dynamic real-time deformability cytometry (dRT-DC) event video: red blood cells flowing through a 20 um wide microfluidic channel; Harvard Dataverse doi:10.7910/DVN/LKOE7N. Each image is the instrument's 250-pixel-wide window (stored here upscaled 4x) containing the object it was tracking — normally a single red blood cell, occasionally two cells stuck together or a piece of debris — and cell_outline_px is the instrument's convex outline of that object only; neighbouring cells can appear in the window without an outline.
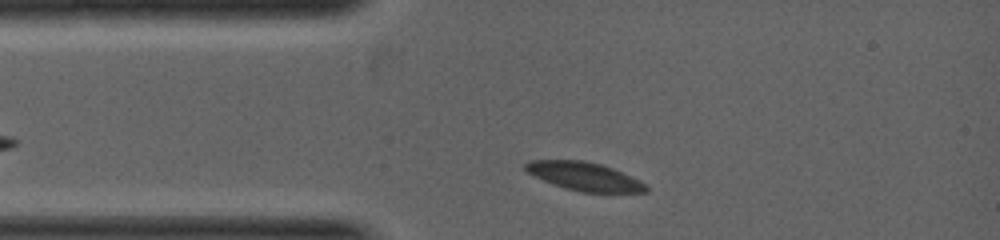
{"species": "common noctule bat (a hibernating species)", "species_latin": "Nyctalus noctula", "temperature_condition": "warm", "stored_images_in_passage": 3, "camera_frame_rate_fps": 5000, "um_per_image_px": 0.085, "animal": {"sex": "female", "body_mass_g": 19.0, "forearm_length_mm": 53.3}, "frame": {"image": 1, "passage_image": 1, "time_ms": 0.0, "image_size_px": [1000, 240], "cell_outline_px": [[648, 192], [580, 192], [564, 188], [552, 184], [528, 172], [524, 168], [524, 164], [532, 160], [584, 160], [600, 164], [612, 168], [644, 184], [648, 188]], "centroid_in_image_um": [49.62, 14.99], "position_along_channel_um": 35.4, "area_um2": 19.54}}
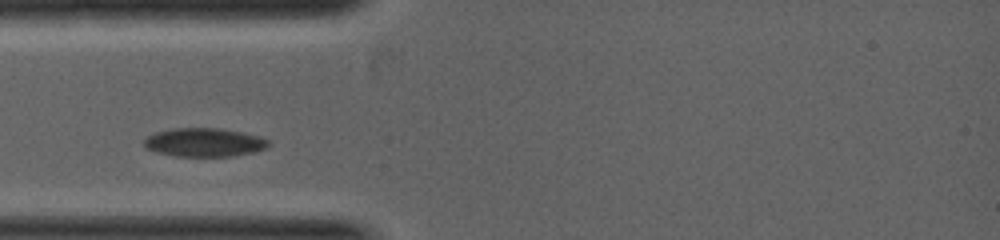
{"frame": {"image": 2, "passage_image": 2, "time_ms": 0.6, "image_size_px": [1000, 240], "cell_outline_px": [[272, 144], [268, 148], [256, 152], [232, 156], [172, 156], [156, 152], [148, 148], [144, 144], [144, 140], [148, 136], [156, 132], [176, 128], [216, 128], [240, 132], [260, 136], [268, 140]], "centroid_in_image_um": [17.42, 12.11], "position_along_channel_um": 67.6, "area_um2": 20.75}}
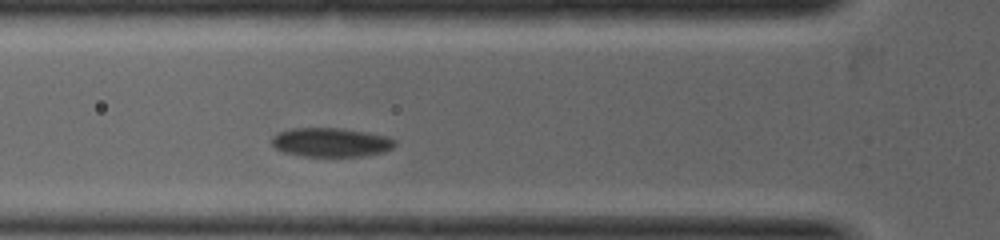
{"frame": {"image": 3, "passage_image": 3, "time_ms": 1.0, "image_size_px": [1000, 240], "cell_outline_px": [[396, 144], [392, 148], [384, 152], [364, 156], [304, 156], [280, 152], [272, 144], [272, 136], [280, 132], [292, 128], [340, 128], [364, 132], [384, 136], [396, 140]], "centroid_in_image_um": [28.11, 12.11], "position_along_channel_um": 97.7, "area_um2": 20.75}}